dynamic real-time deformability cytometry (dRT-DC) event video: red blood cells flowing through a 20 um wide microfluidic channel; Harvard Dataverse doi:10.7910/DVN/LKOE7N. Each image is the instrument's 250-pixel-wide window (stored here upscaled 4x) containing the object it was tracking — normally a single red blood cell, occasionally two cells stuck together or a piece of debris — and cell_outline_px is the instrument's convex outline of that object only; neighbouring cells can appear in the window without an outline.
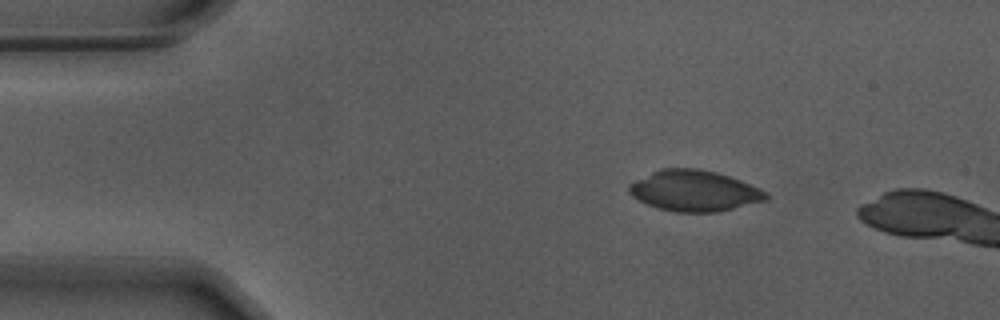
{"species": "Egyptian fruit bat (a non-hibernating species)", "species_latin": "Rousettus aegyptiacus", "temperature_condition": "warm", "stored_images_in_passage": 30, "camera_frame_rate_fps": 3000, "um_per_image_px": 0.085, "animal": {"sex": "male"}, "frame": {"image": 1, "passage_image": 1, "time_ms": 0.0, "image_size_px": [1000, 320], "cell_outline_px": [[768, 200], [716, 212], [676, 212], [660, 208], [648, 204], [632, 196], [628, 192], [628, 184], [660, 168], [700, 168], [716, 172], [740, 180], [760, 188], [768, 192]], "centroid_in_image_um": [59.03, 16.21], "position_along_channel_um": 26.0, "area_um2": 32.54}}
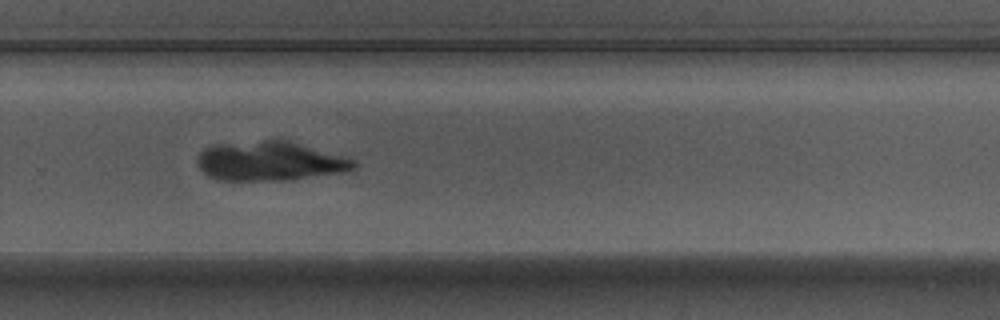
{"frame": {"image": 2, "passage_image": 29, "time_ms": 9.333, "image_size_px": [1000, 320], "cell_outline_px": [[360, 164], [356, 168], [344, 172], [288, 180], [216, 180], [208, 176], [196, 164], [196, 156], [204, 148], [212, 144], [264, 140], [288, 140], [356, 160]], "centroid_in_image_um": [22.91, 13.69], "position_along_channel_um": 306.9, "area_um2": 36.18}}